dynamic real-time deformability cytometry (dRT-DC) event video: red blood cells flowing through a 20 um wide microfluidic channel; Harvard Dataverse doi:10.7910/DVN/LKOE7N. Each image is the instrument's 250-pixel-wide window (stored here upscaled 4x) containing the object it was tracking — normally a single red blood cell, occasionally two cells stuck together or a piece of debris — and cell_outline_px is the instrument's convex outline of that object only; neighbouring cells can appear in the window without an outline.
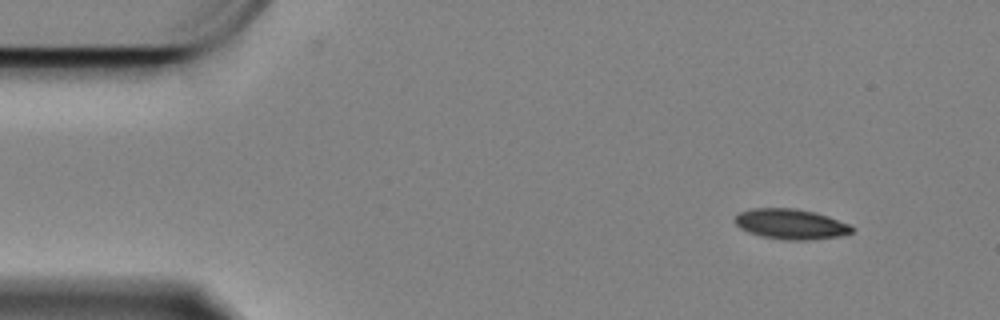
{"species": "Egyptian fruit bat (a non-hibernating species)", "species_latin": "Rousettus aegyptiacus", "temperature_condition": "cold", "stored_images_in_passage": 13, "camera_frame_rate_fps": 3000, "um_per_image_px": 0.085, "animal": {"sex": "female"}, "frame": {"image": 1, "passage_image": 1, "time_ms": 0.0, "image_size_px": [1000, 320], "cell_outline_px": [[856, 228], [852, 232], [840, 236], [808, 240], [788, 240], [760, 236], [748, 232], [740, 228], [732, 220], [740, 212], [756, 208], [792, 208], [812, 212], [828, 216], [848, 224]], "centroid_in_image_um": [67.2, 19.05], "position_along_channel_um": 17.8, "area_um2": 20.52}}
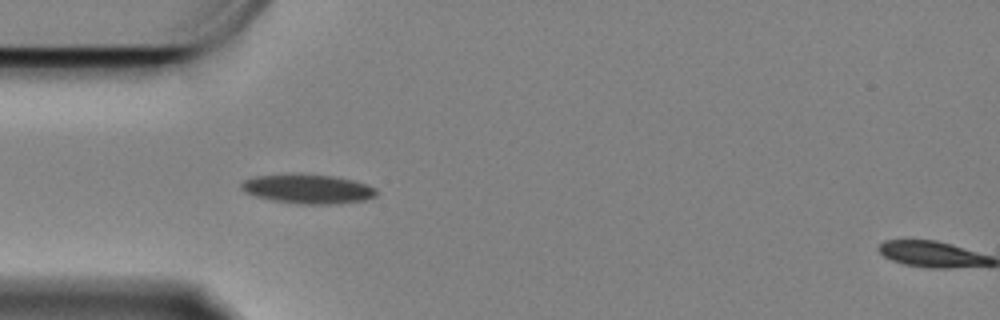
{"frame": {"image": 2, "passage_image": 12, "time_ms": 3.667, "image_size_px": [1000, 320], "cell_outline_px": [[376, 196], [364, 200], [332, 204], [300, 204], [272, 200], [256, 196], [244, 192], [240, 188], [240, 184], [244, 180], [256, 176], [332, 176], [352, 180], [376, 188]], "centroid_in_image_um": [26.17, 16.1], "position_along_channel_um": 58.8, "area_um2": 22.14}}